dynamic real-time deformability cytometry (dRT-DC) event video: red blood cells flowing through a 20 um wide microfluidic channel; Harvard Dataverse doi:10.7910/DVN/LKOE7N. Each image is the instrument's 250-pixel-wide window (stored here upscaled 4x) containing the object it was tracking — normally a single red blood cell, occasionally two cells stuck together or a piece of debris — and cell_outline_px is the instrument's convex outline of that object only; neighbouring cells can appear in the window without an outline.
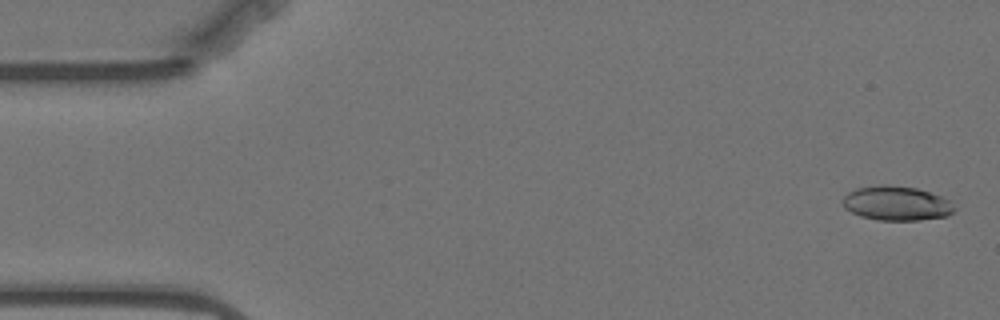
{"species": "Egyptian fruit bat (a non-hibernating species)", "species_latin": "Rousettus aegyptiacus", "temperature_condition": "warm", "stored_images_in_passage": 57, "camera_frame_rate_fps": 3000, "um_per_image_px": 0.085, "animal": {"sex": "female"}, "frame": {"image": 1, "passage_image": 2, "time_ms": 0.333, "image_size_px": [1000, 320], "cell_outline_px": [[956, 208], [948, 216], [920, 220], [876, 220], [860, 216], [844, 208], [840, 200], [848, 192], [856, 188], [880, 184], [884, 184], [916, 188], [940, 196], [948, 200]], "centroid_in_image_um": [76.15, 17.28], "position_along_channel_um": 8.8, "area_um2": 22.48}}
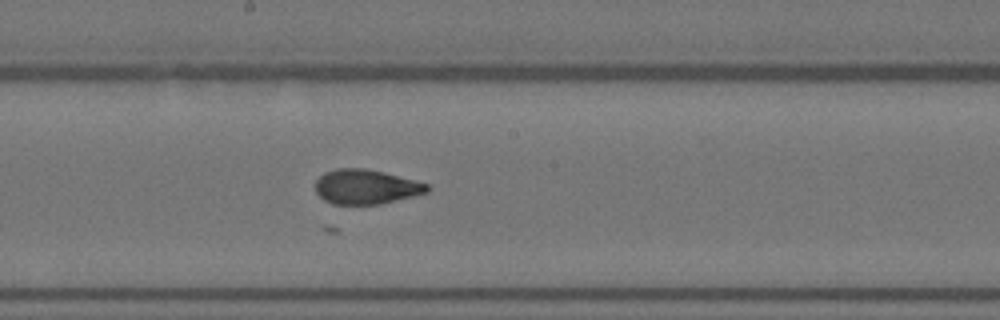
{"frame": {"image": 2, "passage_image": 30, "time_ms": 9.667, "image_size_px": [1000, 320], "cell_outline_px": [[428, 192], [380, 204], [332, 204], [324, 200], [316, 192], [316, 180], [324, 172], [336, 168], [364, 168], [384, 172], [428, 184]], "centroid_in_image_um": [31.07, 15.87], "position_along_channel_um": 217.1, "area_um2": 22.37}}
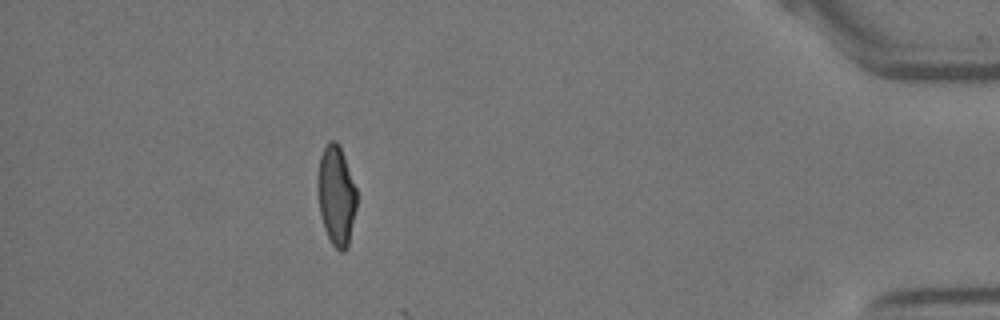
{"frame": {"image": 3, "passage_image": 51, "time_ms": 16.667, "image_size_px": [1000, 320], "cell_outline_px": [[356, 208], [348, 248], [344, 252], [340, 252], [332, 244], [324, 228], [320, 212], [316, 184], [320, 156], [324, 148], [332, 140], [336, 140], [344, 156], [356, 188]], "centroid_in_image_um": [28.58, 16.65], "position_along_channel_um": 406.6, "area_um2": 22.6}, "authors_computed_cell_mechanics": {"area_um2": 22.542, "velocity_mm_per_s": 3.4964, "shape_relaxation_time_tau1_ms": 0.5207, "shape_relaxation_time_tau2_ms": null, "deformation_change_tau1": 0.227, "deformation_change_tau2": null}}